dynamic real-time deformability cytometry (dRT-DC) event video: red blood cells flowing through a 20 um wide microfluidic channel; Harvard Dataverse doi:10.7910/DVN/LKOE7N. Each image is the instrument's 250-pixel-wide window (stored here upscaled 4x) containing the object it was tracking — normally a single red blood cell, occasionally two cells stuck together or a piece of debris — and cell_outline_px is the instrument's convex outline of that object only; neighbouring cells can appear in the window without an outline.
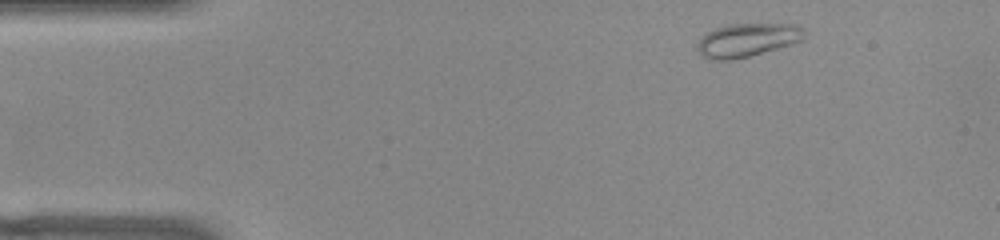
{"species": "common noctule bat (a hibernating species)", "species_latin": "Nyctalus noctula", "temperature_condition": "warm", "stored_images_in_passage": 9, "camera_frame_rate_fps": 3000, "um_per_image_px": 0.085, "animal": {"sex": "female", "body_mass_g": 22.0, "forearm_length_mm": 56.7}, "frame": {"image": 1, "passage_image": 1, "time_ms": 0.0, "image_size_px": [1000, 240], "cell_outline_px": [[804, 36], [800, 40], [776, 48], [748, 56], [732, 60], [712, 60], [704, 56], [696, 48], [696, 44], [708, 32], [716, 28], [728, 24], [796, 24], [804, 28]], "centroid_in_image_um": [63.49, 3.39], "position_along_channel_um": 21.5, "area_um2": 20.4}}